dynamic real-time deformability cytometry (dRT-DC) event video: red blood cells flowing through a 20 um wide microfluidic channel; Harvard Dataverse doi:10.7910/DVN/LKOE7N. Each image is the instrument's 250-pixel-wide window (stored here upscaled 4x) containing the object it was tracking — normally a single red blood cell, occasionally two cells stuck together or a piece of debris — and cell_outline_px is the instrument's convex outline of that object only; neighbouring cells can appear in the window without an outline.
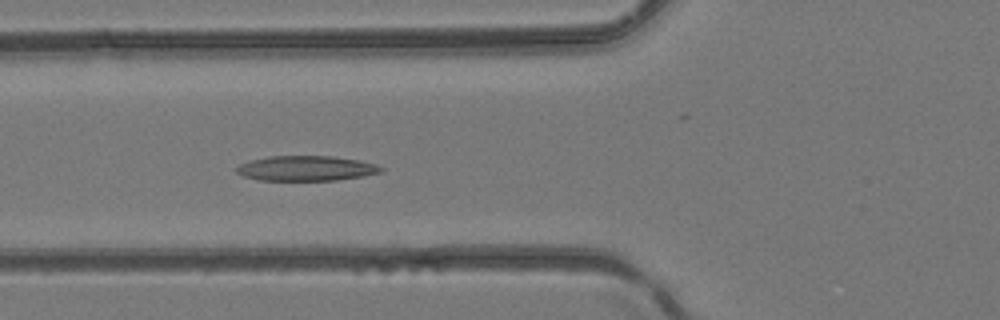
{"species": "common noctule bat (a hibernating species)", "species_latin": "Nyctalus noctula", "temperature_condition": "room temperature", "stored_images_in_passage": 41, "camera_frame_rate_fps": 3000, "um_per_image_px": 0.085, "animal": {"sex": "female", "body_mass_g": 24.6, "forearm_length_mm": 56.2}, "frame": {"image": 1, "passage_image": 12, "time_ms": 3.667, "image_size_px": [1000, 320], "cell_outline_px": [[384, 168], [380, 172], [364, 176], [336, 180], [260, 180], [244, 176], [236, 172], [236, 168], [240, 164], [248, 160], [268, 156], [332, 156], [360, 160], [376, 164]], "centroid_in_image_um": [26.02, 14.3], "position_along_channel_um": 99.8, "area_um2": 21.1}}
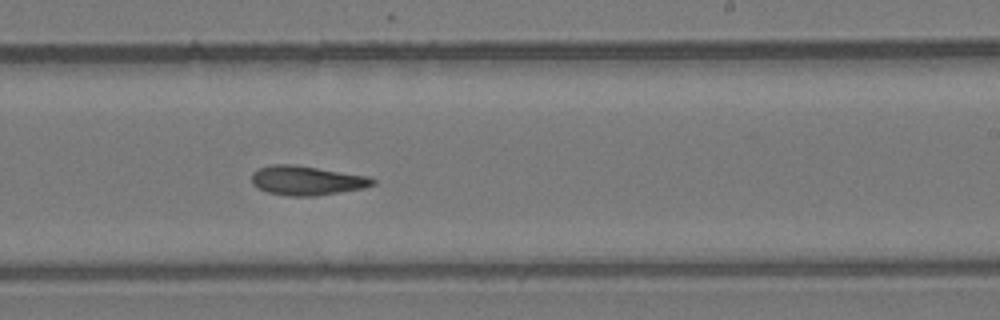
{"frame": {"image": 2, "passage_image": 23, "time_ms": 7.333, "image_size_px": [1000, 320], "cell_outline_px": [[376, 184], [364, 188], [316, 196], [288, 196], [268, 192], [256, 188], [252, 184], [252, 172], [260, 168], [272, 164], [292, 164], [368, 176], [376, 180]], "centroid_in_image_um": [26.06, 15.35], "position_along_channel_um": 262.9, "area_um2": 20.69}}
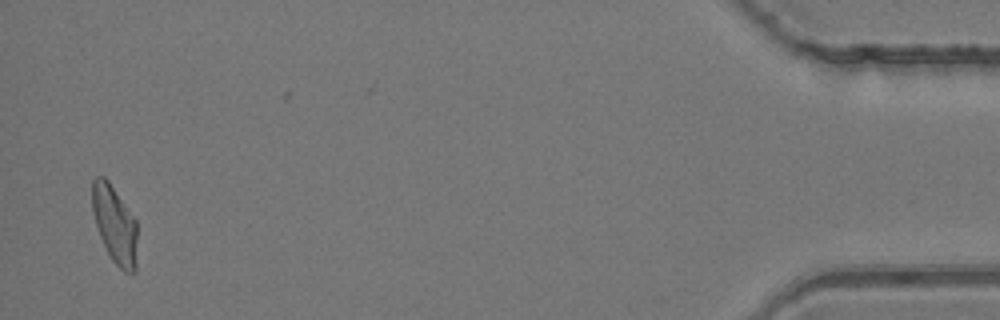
{"frame": {"image": 3, "passage_image": 40, "time_ms": 13.0, "image_size_px": [1000, 320], "cell_outline_px": [[136, 272], [124, 272], [112, 260], [100, 236], [92, 212], [92, 180], [96, 176], [104, 176], [108, 180], [136, 220]], "centroid_in_image_um": [9.74, 19.06], "position_along_channel_um": 425.5, "area_um2": 20.17}}